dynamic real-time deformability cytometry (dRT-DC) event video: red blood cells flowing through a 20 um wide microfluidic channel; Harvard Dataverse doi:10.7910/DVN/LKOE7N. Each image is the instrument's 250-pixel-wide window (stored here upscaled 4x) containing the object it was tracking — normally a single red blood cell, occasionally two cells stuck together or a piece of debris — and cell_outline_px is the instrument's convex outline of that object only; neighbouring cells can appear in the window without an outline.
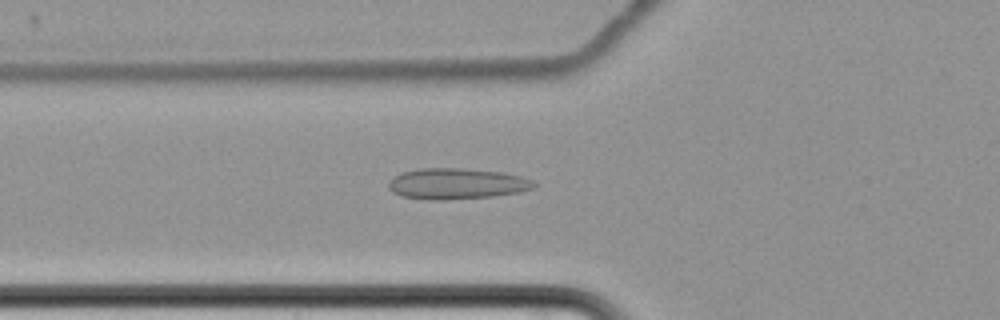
{"species": "common noctule bat (a hibernating species)", "species_latin": "Nyctalus noctula", "temperature_condition": "cold", "stored_images_in_passage": 6, "camera_frame_rate_fps": 3000, "um_per_image_px": 0.085, "animal": {"sex": "female", "body_mass_g": 22.7, "forearm_length_mm": 54.2}, "frame": {"image": 1, "passage_image": 6, "time_ms": 7.667, "image_size_px": [1000, 320], "cell_outline_px": [[536, 184], [532, 188], [520, 192], [492, 196], [444, 200], [428, 200], [400, 196], [392, 192], [388, 188], [388, 180], [392, 176], [400, 172], [416, 168], [464, 168], [500, 172], [520, 176], [532, 180]], "centroid_in_image_um": [38.73, 15.61], "position_along_channel_um": 87.1, "area_um2": 26.47}}